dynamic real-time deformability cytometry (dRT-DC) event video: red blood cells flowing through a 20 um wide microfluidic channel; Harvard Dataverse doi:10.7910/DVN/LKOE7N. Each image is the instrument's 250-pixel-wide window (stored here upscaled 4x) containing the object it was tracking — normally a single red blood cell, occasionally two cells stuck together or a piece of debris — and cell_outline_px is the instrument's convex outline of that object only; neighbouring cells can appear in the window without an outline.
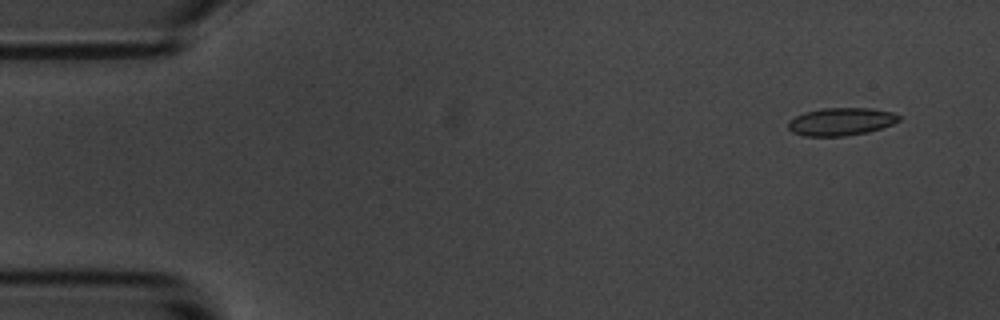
{"species": "common noctule bat (a hibernating species)", "species_latin": "Nyctalus noctula", "temperature_condition": "room temperature", "stored_images_in_passage": 5, "camera_frame_rate_fps": 3000, "um_per_image_px": 0.085, "animal": {"sex": "male", "body_mass_g": 20.1, "forearm_length_mm": 53.5}, "frame": {"image": 1, "passage_image": 1, "time_ms": 0.0, "image_size_px": [1000, 320], "cell_outline_px": [[900, 120], [892, 124], [868, 132], [844, 136], [804, 136], [792, 132], [788, 128], [788, 124], [796, 116], [804, 112], [824, 108], [872, 108], [892, 112], [900, 116]], "centroid_in_image_um": [71.49, 10.34], "position_along_channel_um": 13.5, "area_um2": 17.8}}
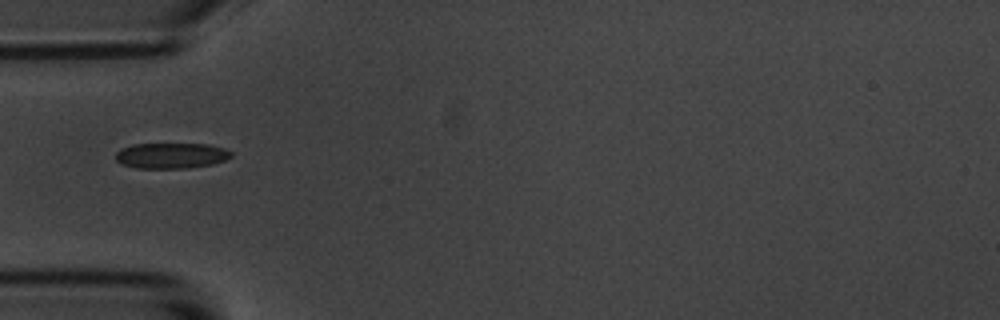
{"frame": {"image": 2, "passage_image": 5, "time_ms": 4.667, "image_size_px": [1000, 320], "cell_outline_px": [[232, 156], [224, 160], [212, 164], [188, 168], [136, 168], [120, 164], [116, 160], [116, 152], [120, 148], [132, 144], [208, 144], [224, 148], [232, 152]], "centroid_in_image_um": [14.52, 13.22], "position_along_channel_um": 70.5, "area_um2": 17.34}}